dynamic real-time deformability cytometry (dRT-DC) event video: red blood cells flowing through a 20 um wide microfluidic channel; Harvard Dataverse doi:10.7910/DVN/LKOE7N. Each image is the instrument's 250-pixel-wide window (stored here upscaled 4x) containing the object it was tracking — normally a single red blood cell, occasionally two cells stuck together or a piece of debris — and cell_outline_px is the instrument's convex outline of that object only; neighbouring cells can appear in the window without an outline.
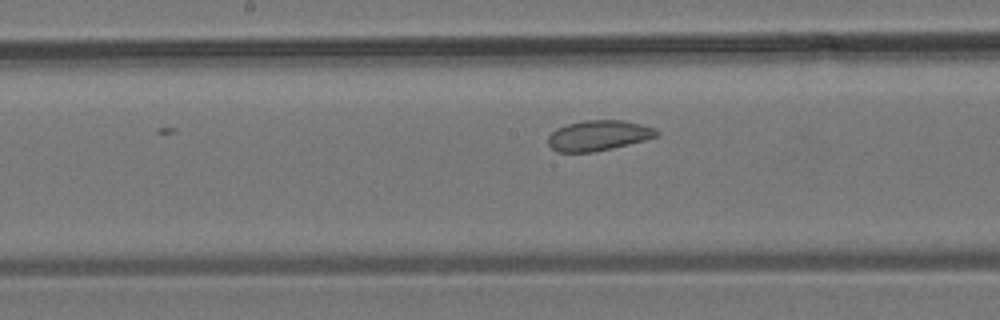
{"species": "common noctule bat (a hibernating species)", "species_latin": "Nyctalus noctula", "temperature_condition": "room temperature", "stored_images_in_passage": 9, "camera_frame_rate_fps": 3000, "um_per_image_px": 0.085, "animal": {"sex": "male", "body_mass_g": 19.2, "forearm_length_mm": 51.8}, "frame": {"image": 1, "passage_image": 9, "time_ms": 2.667, "image_size_px": [1000, 320], "cell_outline_px": [[660, 136], [612, 148], [592, 152], [556, 152], [548, 144], [548, 136], [556, 128], [568, 124], [584, 120], [624, 120], [656, 128], [660, 132]], "centroid_in_image_um": [50.88, 11.51], "position_along_channel_um": 197.3, "area_um2": 19.25}}